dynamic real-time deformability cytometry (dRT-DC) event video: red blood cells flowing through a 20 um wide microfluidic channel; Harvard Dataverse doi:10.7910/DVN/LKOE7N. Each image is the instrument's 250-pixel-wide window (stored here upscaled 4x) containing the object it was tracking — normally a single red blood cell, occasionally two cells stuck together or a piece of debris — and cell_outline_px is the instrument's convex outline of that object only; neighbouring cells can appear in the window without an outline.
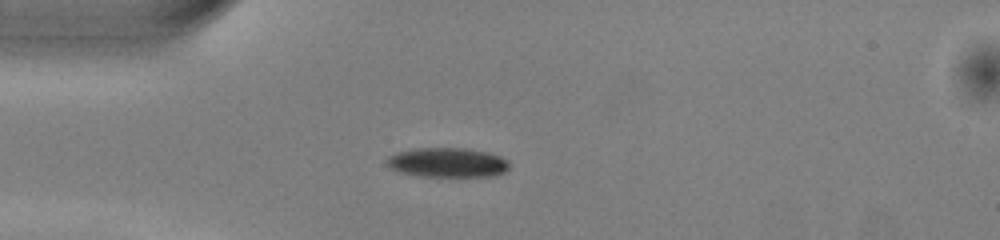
{"species": "common noctule bat (a hibernating species)", "species_latin": "Nyctalus noctula", "temperature_condition": "warm", "stored_images_in_passage": 38, "camera_frame_rate_fps": 3000, "um_per_image_px": 0.085, "animal": {"sex": "male", "body_mass_g": 13.0, "forearm_length_mm": 53.1}, "frame": {"image": 1, "passage_image": 1, "time_ms": 0.0, "image_size_px": [1000, 240], "cell_outline_px": [[508, 168], [504, 172], [496, 176], [416, 176], [396, 172], [384, 160], [388, 156], [396, 152], [416, 148], [468, 148], [488, 152], [500, 156], [508, 160]], "centroid_in_image_um": [38.01, 13.81], "position_along_channel_um": 47.0, "area_um2": 21.33}}
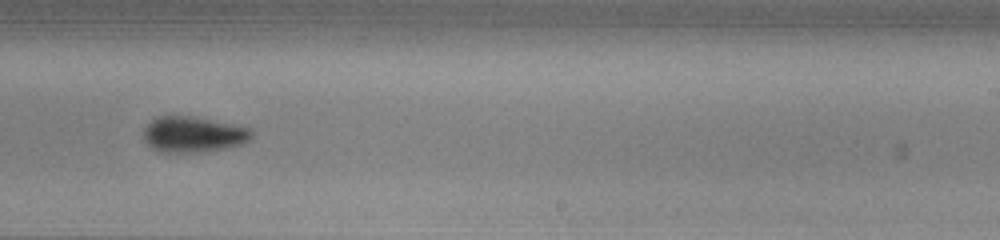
{"frame": {"image": 2, "passage_image": 19, "time_ms": 6.0, "image_size_px": [1000, 240], "cell_outline_px": [[252, 136], [244, 144], [208, 152], [160, 152], [152, 148], [144, 140], [144, 128], [152, 120], [160, 116], [188, 116], [252, 128]], "centroid_in_image_um": [16.44, 11.45], "position_along_channel_um": 272.6, "area_um2": 22.43}}
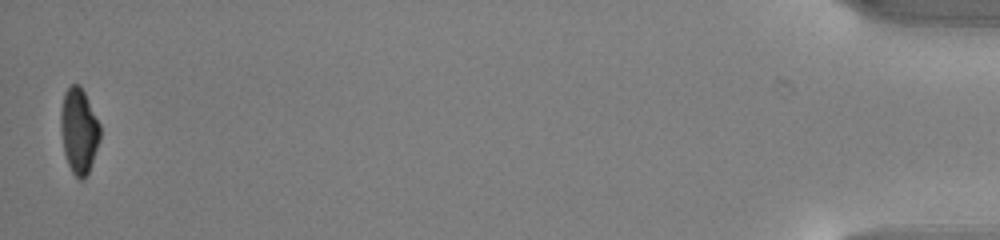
{"frame": {"image": 3, "passage_image": 38, "time_ms": 12.333, "image_size_px": [1000, 240], "cell_outline_px": [[100, 140], [88, 172], [84, 180], [80, 180], [72, 172], [68, 164], [64, 152], [60, 128], [60, 112], [64, 92], [72, 84], [80, 84], [100, 124]], "centroid_in_image_um": [6.7, 11.11], "position_along_channel_um": 428.5, "area_um2": 19.54}, "authors_computed_cell_mechanics": {"area_um2": 22.4842, "velocity_mm_per_s": 4.0201, "shape_relaxation_time_tau1_ms": 3.7397, "shape_relaxation_time_tau2_ms": 6.605, "deformation_change_tau1": 0.1427, "deformation_change_tau2": 0.1387}}